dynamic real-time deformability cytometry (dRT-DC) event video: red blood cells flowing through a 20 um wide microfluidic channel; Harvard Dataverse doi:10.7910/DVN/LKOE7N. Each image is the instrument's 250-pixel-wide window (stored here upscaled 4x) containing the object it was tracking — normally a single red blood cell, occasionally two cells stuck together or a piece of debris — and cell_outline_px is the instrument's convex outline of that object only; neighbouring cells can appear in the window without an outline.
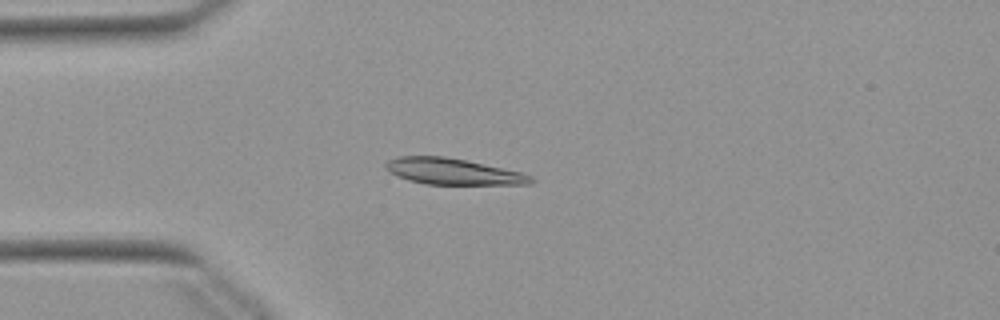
{"species": "Egyptian fruit bat (a non-hibernating species)", "species_latin": "Rousettus aegyptiacus", "temperature_condition": "warm", "stored_images_in_passage": 52, "camera_frame_rate_fps": 3000, "um_per_image_px": 0.085, "animal": {"sex": "female"}, "frame": {"image": 1, "passage_image": 13, "time_ms": 4.0, "image_size_px": [1000, 320], "cell_outline_px": [[536, 180], [532, 184], [424, 184], [408, 180], [396, 176], [388, 172], [384, 168], [384, 164], [388, 160], [400, 156], [444, 156], [524, 172], [532, 176]], "centroid_in_image_um": [38.49, 14.58], "position_along_channel_um": 46.5, "area_um2": 22.31}}
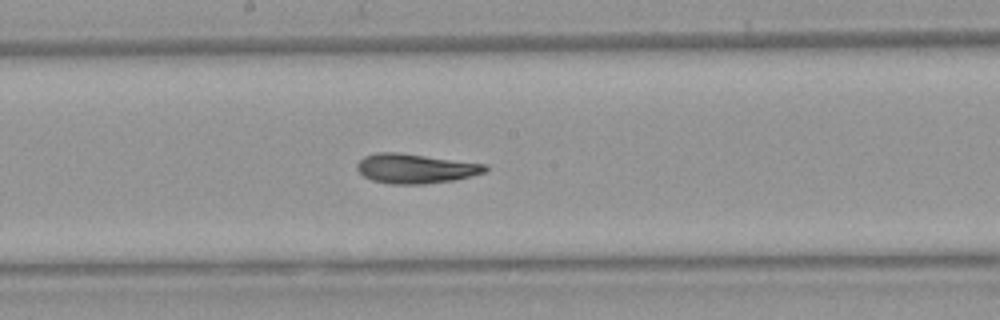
{"frame": {"image": 2, "passage_image": 27, "time_ms": 8.667, "image_size_px": [1000, 320], "cell_outline_px": [[488, 168], [484, 172], [456, 180], [424, 184], [392, 184], [372, 180], [364, 176], [356, 168], [356, 164], [364, 156], [376, 152], [400, 152], [488, 164]], "centroid_in_image_um": [35.32, 14.31], "position_along_channel_um": 212.9, "area_um2": 22.25}}
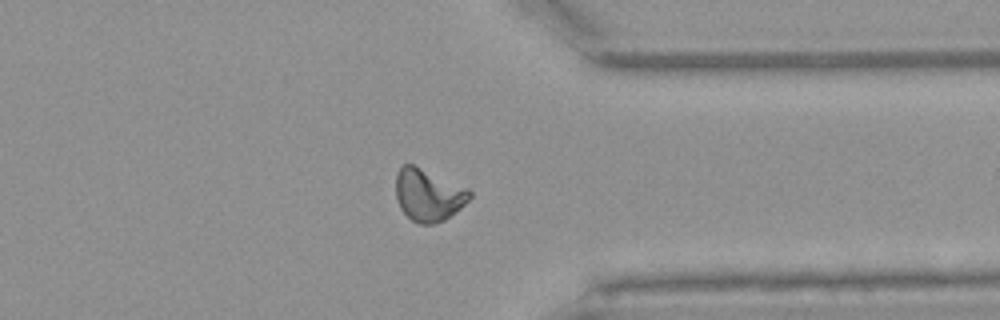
{"frame": {"image": 3, "passage_image": 40, "time_ms": 13.0, "image_size_px": [1000, 320], "cell_outline_px": [[472, 196], [460, 208], [444, 220], [432, 224], [420, 224], [412, 220], [400, 208], [396, 196], [396, 176], [400, 168], [404, 164], [412, 164], [468, 188], [472, 192]], "centroid_in_image_um": [36.41, 16.57], "position_along_channel_um": 375.0, "area_um2": 22.2}, "authors_computed_cell_mechanics": {"area_um2": 21.8773, "velocity_mm_per_s": 3.8724, "shape_relaxation_time_tau1_ms": null, "shape_relaxation_time_tau2_ms": 6.3132, "deformation_change_tau1": null, "deformation_change_tau2": 0.1133}}